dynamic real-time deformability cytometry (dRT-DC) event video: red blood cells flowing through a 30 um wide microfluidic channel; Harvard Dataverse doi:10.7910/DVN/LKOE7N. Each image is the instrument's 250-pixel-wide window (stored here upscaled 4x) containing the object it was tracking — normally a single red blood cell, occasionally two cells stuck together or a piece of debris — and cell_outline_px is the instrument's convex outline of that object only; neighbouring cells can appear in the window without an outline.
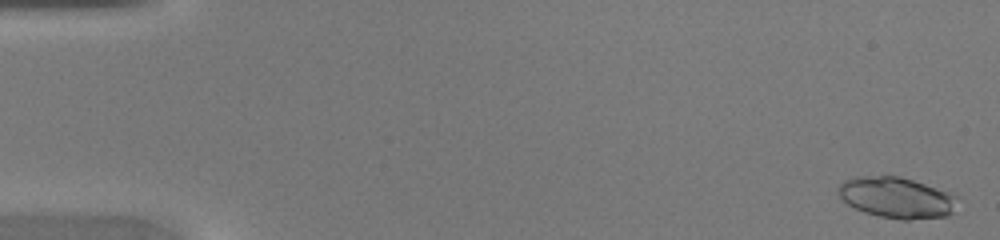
{"species": "common noctule bat (a hibernating species)", "species_latin": "Nyctalus noctula", "temperature_condition": "warm", "stored_images_in_passage": 46, "camera_frame_rate_fps": 3000, "um_per_image_px": 0.085, "animal": {"sex": "female", "body_mass_g": 20.0, "forearm_length_mm": 54.0}, "frame": {"image": 1, "passage_image": 2, "time_ms": 0.333, "image_size_px": [1000, 240], "cell_outline_px": [[960, 196], [952, 212], [948, 216], [908, 220], [900, 220], [880, 216], [864, 212], [848, 204], [840, 196], [836, 188], [844, 180], [856, 176], [900, 176]], "centroid_in_image_um": [76.22, 16.8], "position_along_channel_um": 8.8, "area_um2": 28.44}}
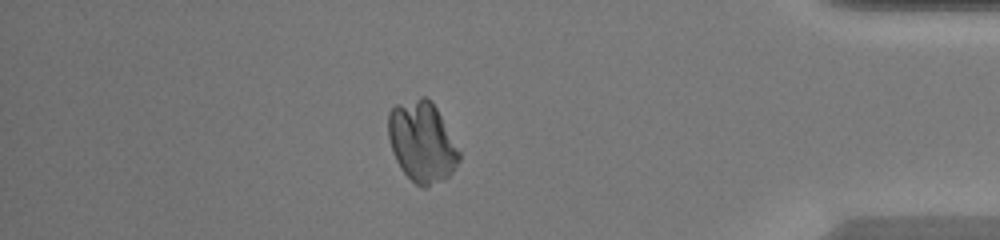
{"frame": {"image": 2, "passage_image": 40, "time_ms": 13.0, "image_size_px": [1000, 240], "cell_outline_px": [[460, 160], [456, 168], [448, 176], [424, 188], [420, 188], [400, 168], [392, 152], [388, 136], [388, 112], [396, 104], [420, 96], [428, 96], [432, 100], [460, 152]], "centroid_in_image_um": [35.85, 12.03], "position_along_channel_um": 399.3, "area_um2": 33.35}}
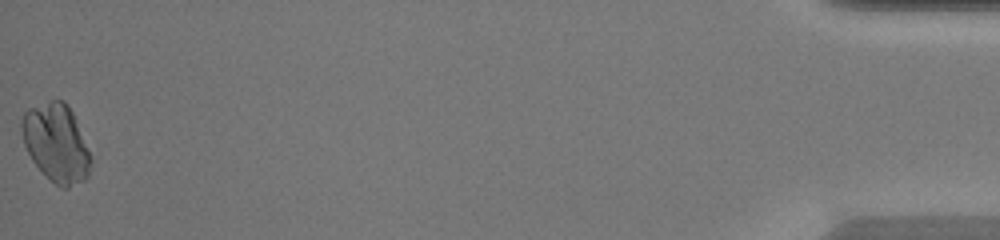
{"frame": {"image": 3, "passage_image": 46, "time_ms": 15.0, "image_size_px": [1000, 240], "cell_outline_px": [[92, 160], [88, 176], [84, 180], [68, 188], [60, 188], [32, 160], [24, 144], [20, 128], [20, 120], [24, 112], [28, 108], [52, 100], [64, 100], [72, 112]], "centroid_in_image_um": [4.76, 12.14], "position_along_channel_um": 430.4, "area_um2": 31.04}}